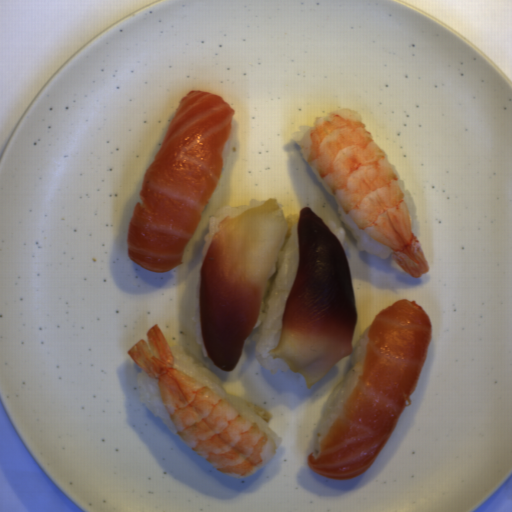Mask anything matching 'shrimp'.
Masks as SVG:
<instances>
[{"mask_svg": "<svg viewBox=\"0 0 512 512\" xmlns=\"http://www.w3.org/2000/svg\"><path fill=\"white\" fill-rule=\"evenodd\" d=\"M298 145L358 228L390 249L411 277L429 273L400 180L361 113L344 109L317 118Z\"/></svg>", "mask_w": 512, "mask_h": 512, "instance_id": "a79e029a", "label": "shrimp"}, {"mask_svg": "<svg viewBox=\"0 0 512 512\" xmlns=\"http://www.w3.org/2000/svg\"><path fill=\"white\" fill-rule=\"evenodd\" d=\"M127 351L157 380L165 411L181 440L217 470L236 478L259 471L276 454L273 437L247 420L224 398L174 367L159 326Z\"/></svg>", "mask_w": 512, "mask_h": 512, "instance_id": "fd3e3c34", "label": "shrimp"}]
</instances>
